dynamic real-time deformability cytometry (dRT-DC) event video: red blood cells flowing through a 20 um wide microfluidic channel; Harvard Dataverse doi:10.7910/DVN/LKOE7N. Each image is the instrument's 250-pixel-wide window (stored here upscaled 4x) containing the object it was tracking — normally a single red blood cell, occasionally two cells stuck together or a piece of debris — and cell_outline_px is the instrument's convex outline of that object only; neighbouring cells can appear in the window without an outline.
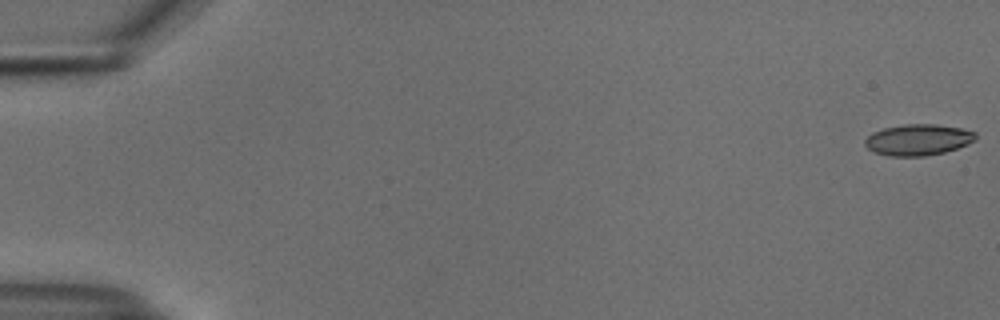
{"species": "common noctule bat (a hibernating species)", "species_latin": "Nyctalus noctula", "temperature_condition": "cold", "stored_images_in_passage": 55, "camera_frame_rate_fps": 3000, "um_per_image_px": 0.085, "animal": {"sex": "male", "body_mass_g": 18.8}, "frame": {"image": 1, "passage_image": 1, "time_ms": 0.0, "image_size_px": [1000, 320], "cell_outline_px": [[976, 140], [968, 144], [944, 152], [924, 156], [888, 156], [872, 152], [864, 144], [864, 140], [872, 132], [884, 128], [904, 124], [936, 124], [960, 128], [976, 132]], "centroid_in_image_um": [78.02, 11.88], "position_along_channel_um": 7.0, "area_um2": 20.17}}
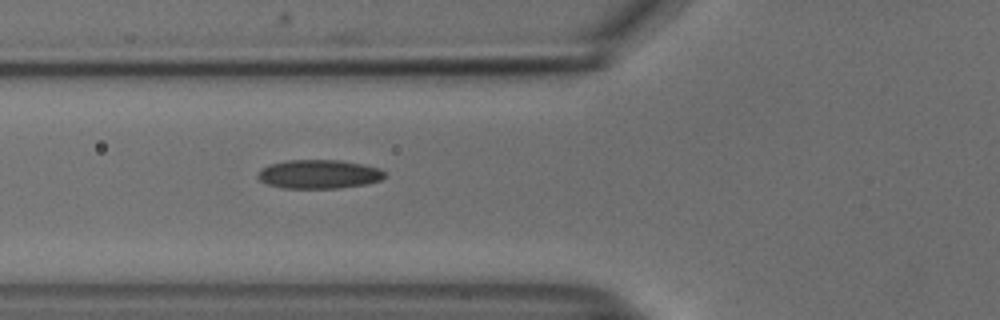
{"frame": {"image": 2, "passage_image": 21, "time_ms": 6.667, "image_size_px": [1000, 320], "cell_outline_px": [[384, 176], [380, 180], [364, 184], [336, 188], [284, 188], [268, 184], [260, 180], [260, 172], [264, 168], [272, 164], [288, 160], [340, 160], [364, 164], [380, 168], [384, 172]], "centroid_in_image_um": [27.16, 14.8], "position_along_channel_um": 98.6, "area_um2": 20.92}}
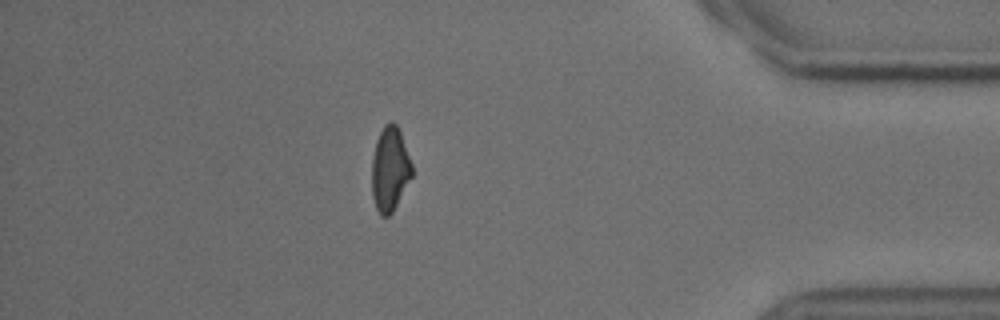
{"frame": {"image": 3, "passage_image": 48, "time_ms": 15.667, "image_size_px": [1000, 320], "cell_outline_px": [[412, 176], [392, 212], [388, 216], [380, 216], [376, 208], [372, 196], [372, 156], [376, 140], [384, 124], [392, 120], [396, 124], [400, 132], [412, 164]], "centroid_in_image_um": [33.12, 14.36], "position_along_channel_um": 402.1, "area_um2": 19.65}, "authors_computed_cell_mechanics": {"area_um2": 20.4034, "velocity_mm_per_s": 3.7489, "shape_relaxation_time_tau1_ms": null, "shape_relaxation_time_tau2_ms": 4.6227, "deformation_change_tau1": null, "deformation_change_tau2": 0.1127}}